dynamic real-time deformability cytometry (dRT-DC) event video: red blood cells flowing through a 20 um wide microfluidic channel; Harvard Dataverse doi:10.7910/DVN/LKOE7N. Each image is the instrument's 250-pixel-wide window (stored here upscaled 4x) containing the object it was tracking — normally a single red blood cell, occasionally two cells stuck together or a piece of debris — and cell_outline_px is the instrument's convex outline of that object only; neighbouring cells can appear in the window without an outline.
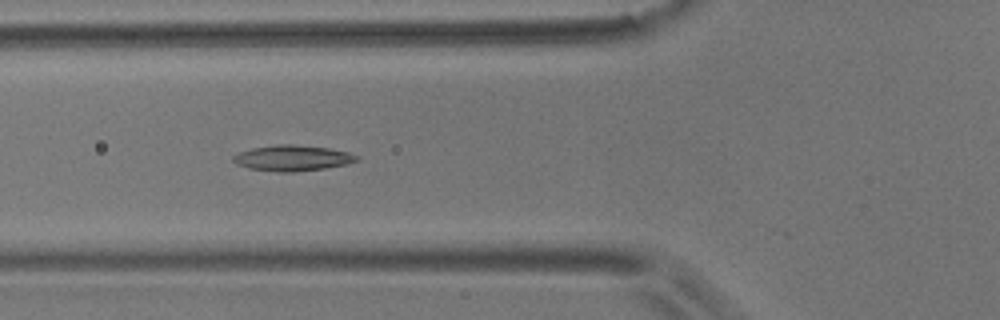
{"species": "common noctule bat (a hibernating species)", "species_latin": "Nyctalus noctula", "temperature_condition": "room temperature", "stored_images_in_passage": 24, "camera_frame_rate_fps": 3000, "um_per_image_px": 0.085, "animal": {"sex": "male", "body_mass_g": 17.9}, "frame": {"image": 1, "passage_image": 20, "time_ms": 6.333, "image_size_px": [1000, 320], "cell_outline_px": [[360, 160], [348, 164], [324, 168], [292, 172], [276, 172], [248, 168], [236, 164], [232, 160], [232, 156], [236, 152], [252, 148], [276, 144], [292, 144], [328, 148], [348, 152], [360, 156]], "centroid_in_image_um": [24.84, 13.43], "position_along_channel_um": 101.0, "area_um2": 18.73}}
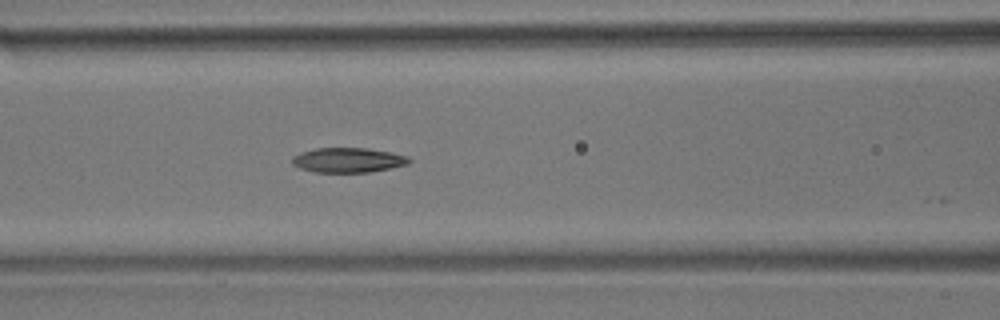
{"frame": {"image": 2, "passage_image": 23, "time_ms": 7.333, "image_size_px": [1000, 320], "cell_outline_px": [[412, 160], [408, 164], [392, 168], [368, 172], [316, 172], [300, 168], [292, 164], [292, 156], [300, 152], [316, 148], [368, 148], [392, 152], [408, 156]], "centroid_in_image_um": [29.61, 13.6], "position_along_channel_um": 137.0, "area_um2": 16.99}}